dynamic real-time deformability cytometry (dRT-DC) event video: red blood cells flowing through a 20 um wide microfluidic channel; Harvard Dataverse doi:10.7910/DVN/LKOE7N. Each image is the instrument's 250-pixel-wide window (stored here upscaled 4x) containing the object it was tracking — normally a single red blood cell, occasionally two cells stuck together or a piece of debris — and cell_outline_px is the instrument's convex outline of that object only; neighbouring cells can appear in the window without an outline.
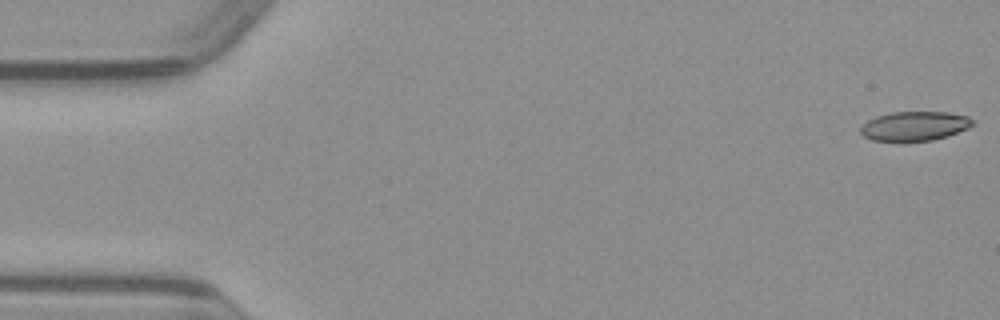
{"species": "common noctule bat (a hibernating species)", "species_latin": "Nyctalus noctula", "temperature_condition": "warm", "stored_images_in_passage": 51, "camera_frame_rate_fps": 3000, "um_per_image_px": 0.085, "animal": {"sex": "male", "body_mass_g": 23.1, "forearm_length_mm": 52.7}, "frame": {"image": 1, "passage_image": 1, "time_ms": 0.0, "image_size_px": [1000, 320], "cell_outline_px": [[976, 124], [968, 128], [932, 140], [872, 140], [864, 136], [860, 132], [860, 128], [868, 120], [876, 116], [892, 112], [948, 112], [968, 116], [976, 120]], "centroid_in_image_um": [77.78, 10.69], "position_along_channel_um": 7.2, "area_um2": 18.9}}
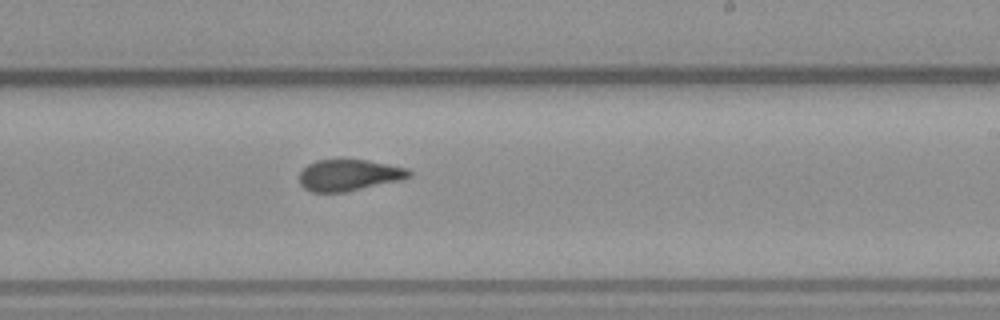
{"frame": {"image": 2, "passage_image": 30, "time_ms": 9.667, "image_size_px": [1000, 320], "cell_outline_px": [[412, 176], [400, 180], [344, 192], [312, 192], [304, 188], [300, 184], [300, 172], [308, 164], [316, 160], [368, 160], [408, 168], [412, 172]], "centroid_in_image_um": [29.67, 14.88], "position_along_channel_um": 259.3, "area_um2": 19.94}}
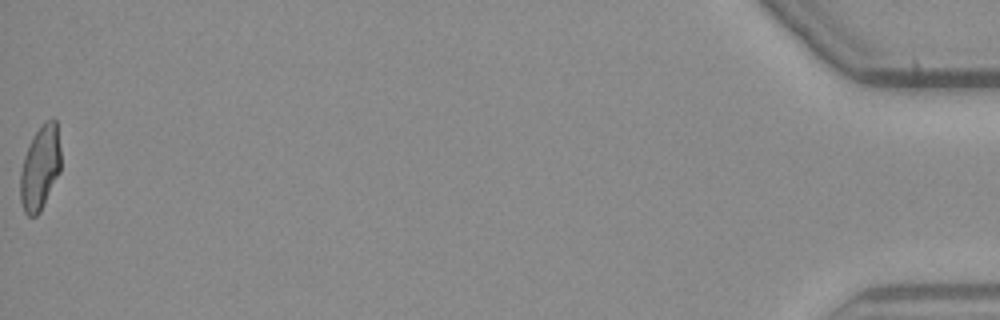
{"frame": {"image": 3, "passage_image": 51, "time_ms": 16.667, "image_size_px": [1000, 320], "cell_outline_px": [[60, 172], [40, 212], [36, 216], [28, 216], [24, 212], [20, 200], [20, 172], [24, 156], [28, 144], [32, 136], [44, 120], [52, 116], [56, 120], [60, 148]], "centroid_in_image_um": [3.4, 14.22], "position_along_channel_um": 431.8, "area_um2": 20.23}}